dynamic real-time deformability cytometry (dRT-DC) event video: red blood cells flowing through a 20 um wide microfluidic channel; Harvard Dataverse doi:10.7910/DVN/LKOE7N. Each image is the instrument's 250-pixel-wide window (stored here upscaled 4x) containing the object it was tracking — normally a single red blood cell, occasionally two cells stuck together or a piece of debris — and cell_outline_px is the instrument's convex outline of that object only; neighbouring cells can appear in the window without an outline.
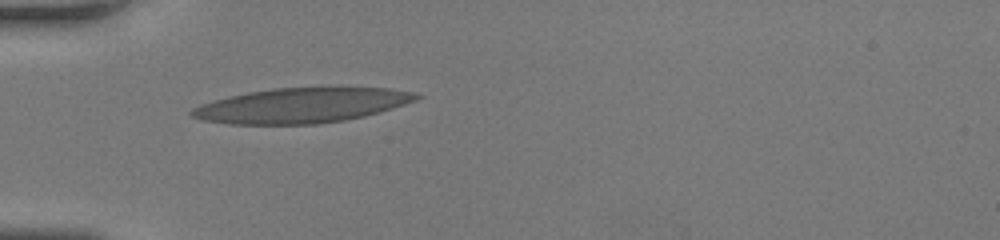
{"species": "human", "species_latin": "Homo sapiens", "temperature_condition": "room temperature", "stored_images_in_passage": 34, "camera_frame_rate_fps": 3000, "um_per_image_px": 0.085, "donor": {"sex": "female"}, "frame": {"image": 1, "passage_image": 1, "time_ms": 0.0, "image_size_px": [1000, 240], "cell_outline_px": [[424, 96], [416, 100], [392, 108], [364, 116], [344, 120], [316, 124], [228, 124], [200, 120], [192, 116], [188, 112], [192, 108], [200, 104], [212, 100], [228, 96], [248, 92], [272, 88], [336, 84], [388, 88], [416, 92]], "centroid_in_image_um": [25.68, 8.91], "position_along_channel_um": 59.3, "area_um2": 47.34}}
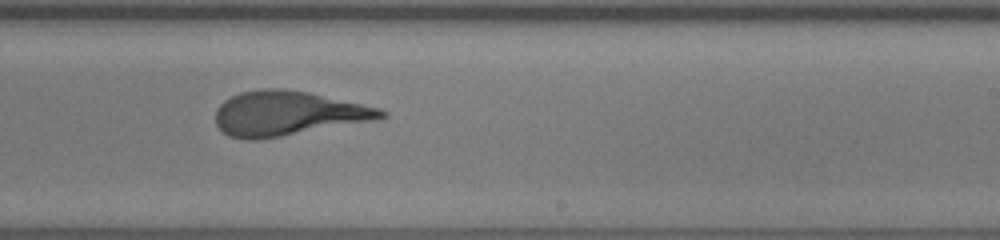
{"frame": {"image": 2, "passage_image": 16, "time_ms": 5.0, "image_size_px": [1000, 240], "cell_outline_px": [[388, 116], [376, 120], [260, 140], [248, 140], [228, 136], [216, 124], [216, 108], [224, 100], [240, 92], [264, 88], [284, 88], [308, 92], [380, 108], [388, 112]], "centroid_in_image_um": [24.46, 9.64], "position_along_channel_um": 264.5, "area_um2": 43.12}}
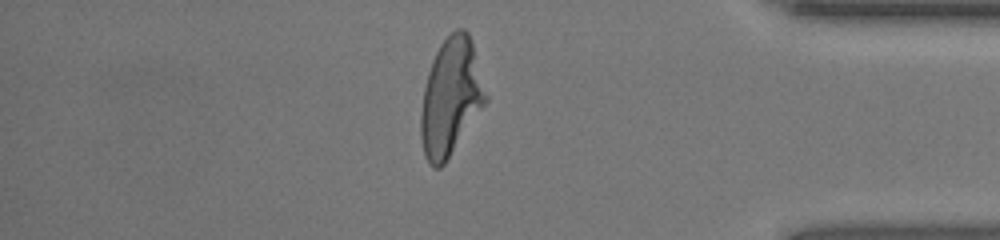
{"frame": {"image": 3, "passage_image": 27, "time_ms": 8.667, "image_size_px": [1000, 240], "cell_outline_px": [[488, 100], [444, 164], [440, 168], [432, 168], [428, 164], [424, 156], [420, 136], [420, 112], [424, 88], [428, 72], [432, 60], [440, 44], [456, 28], [464, 28], [468, 32], [472, 44], [488, 96]], "centroid_in_image_um": [38.29, 8.29], "position_along_channel_um": 396.9, "area_um2": 44.16}, "authors_computed_cell_mechanics": {"area_um2": 42.9165, "velocity_mm_per_s": 4.2882, "shape_relaxation_time_tau1_ms": 7.1737, "shape_relaxation_time_tau2_ms": 0.9346, "deformation_change_tau1": 0.3257, "deformation_change_tau2": 0.1017}}